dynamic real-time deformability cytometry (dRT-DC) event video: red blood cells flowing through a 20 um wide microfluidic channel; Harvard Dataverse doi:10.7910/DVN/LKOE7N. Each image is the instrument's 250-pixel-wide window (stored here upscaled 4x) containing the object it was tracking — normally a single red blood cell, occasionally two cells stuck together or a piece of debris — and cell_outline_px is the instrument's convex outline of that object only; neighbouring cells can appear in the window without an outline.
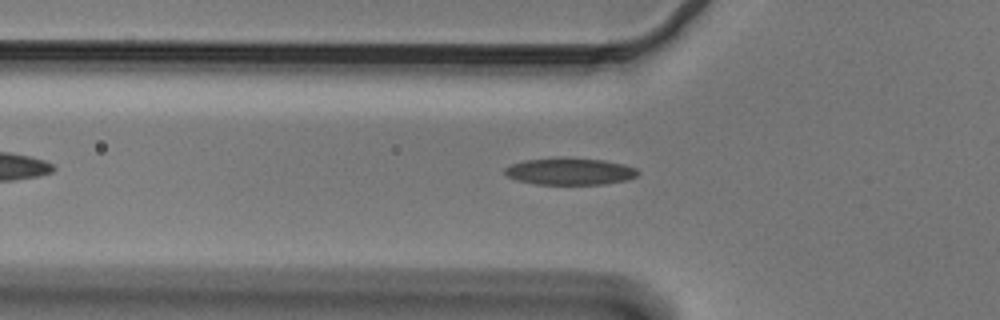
{"species": "Egyptian fruit bat (a non-hibernating species)", "species_latin": "Rousettus aegyptiacus", "temperature_condition": "cold", "stored_images_in_passage": 42, "camera_frame_rate_fps": 3000, "um_per_image_px": 0.085, "animal": {"sex": "male"}, "frame": {"image": 1, "passage_image": 11, "time_ms": 3.333, "image_size_px": [1000, 320], "cell_outline_px": [[640, 172], [636, 176], [628, 180], [604, 184], [536, 184], [516, 180], [508, 176], [504, 172], [504, 168], [512, 164], [524, 160], [556, 156], [560, 156], [604, 160], [624, 164], [636, 168]], "centroid_in_image_um": [48.44, 14.55], "position_along_channel_um": 77.4, "area_um2": 21.27}}
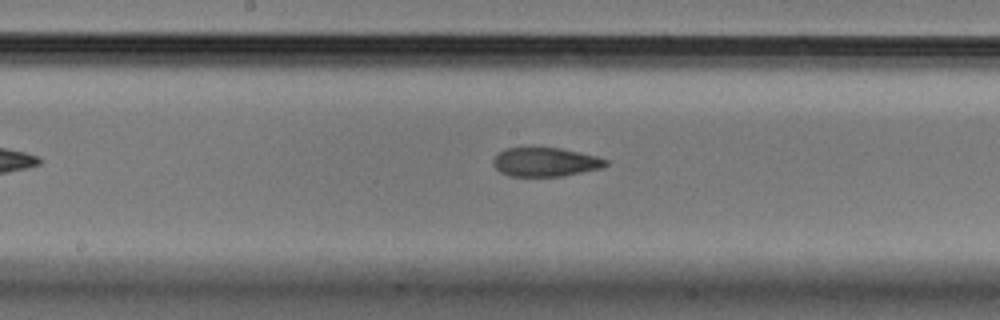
{"frame": {"image": 2, "passage_image": 21, "time_ms": 6.667, "image_size_px": [1000, 320], "cell_outline_px": [[608, 164], [604, 168], [564, 176], [508, 176], [500, 172], [492, 164], [492, 160], [504, 148], [560, 148], [596, 156], [608, 160]], "centroid_in_image_um": [46.37, 13.78], "position_along_channel_um": 201.8, "area_um2": 19.02}}
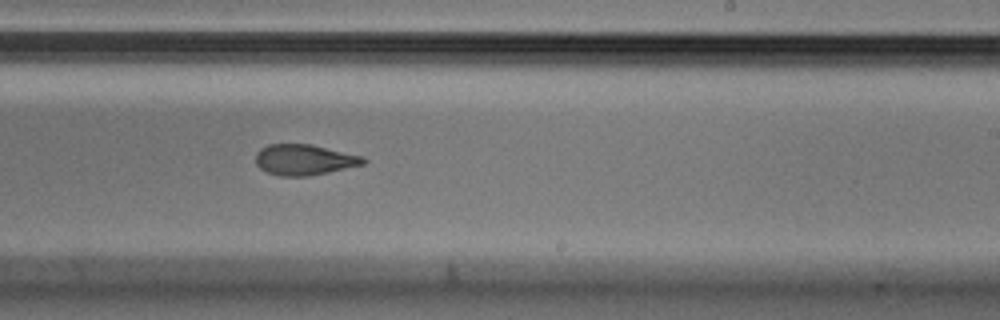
{"frame": {"image": 3, "passage_image": 26, "time_ms": 8.333, "image_size_px": [1000, 320], "cell_outline_px": [[368, 160], [364, 164], [308, 176], [280, 176], [268, 172], [260, 168], [256, 164], [256, 152], [260, 148], [268, 144], [312, 144], [364, 156]], "centroid_in_image_um": [25.87, 13.56], "position_along_channel_um": 263.1, "area_um2": 19.31}}